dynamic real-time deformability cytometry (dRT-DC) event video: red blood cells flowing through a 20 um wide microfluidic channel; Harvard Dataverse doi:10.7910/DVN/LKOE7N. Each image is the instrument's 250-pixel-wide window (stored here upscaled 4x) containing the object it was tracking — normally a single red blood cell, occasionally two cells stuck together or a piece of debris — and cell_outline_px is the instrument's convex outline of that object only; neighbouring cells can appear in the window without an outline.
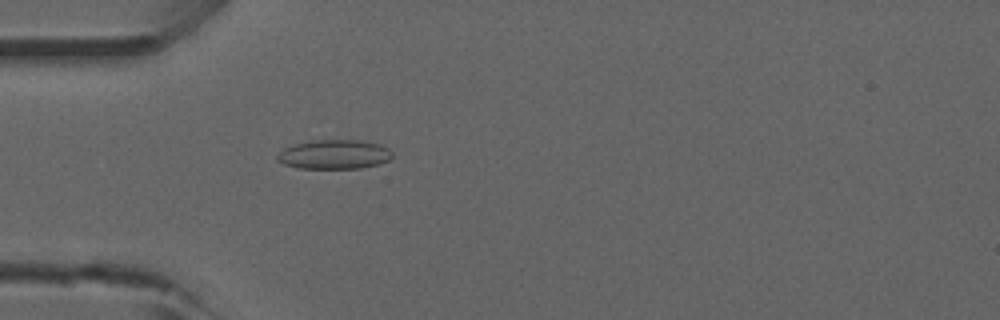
{"species": "common noctule bat (a hibernating species)", "species_latin": "Nyctalus noctula", "temperature_condition": "room temperature", "stored_images_in_passage": 53, "camera_frame_rate_fps": 3000, "um_per_image_px": 0.085, "animal": {"sex": "male", "forearm_length_mm": 52.5}, "frame": {"image": 1, "passage_image": 16, "time_ms": 5.0, "image_size_px": [1000, 320], "cell_outline_px": [[392, 156], [388, 160], [380, 164], [360, 168], [296, 168], [284, 164], [276, 160], [276, 156], [284, 148], [296, 144], [320, 140], [364, 140], [380, 144], [388, 148], [392, 152]], "centroid_in_image_um": [28.43, 13.13], "position_along_channel_um": 56.6, "area_um2": 19.59}}
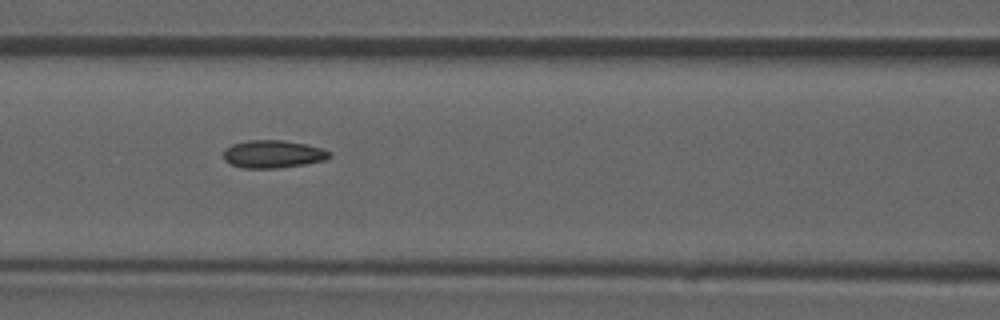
{"frame": {"image": 2, "passage_image": 23, "time_ms": 7.333, "image_size_px": [1000, 320], "cell_outline_px": [[332, 156], [324, 160], [304, 164], [276, 168], [244, 168], [232, 164], [224, 160], [224, 148], [232, 144], [248, 140], [284, 140], [308, 144], [332, 152]], "centroid_in_image_um": [23.21, 13.08], "position_along_channel_um": 143.4, "area_um2": 17.17}, "authors_computed_cell_mechanics": {"area_um2": 16.6464, "velocity_mm_per_s": 3.9131, "shape_relaxation_time_tau1_ms": null, "shape_relaxation_time_tau2_ms": 2.3927, "deformation_change_tau1": null, "deformation_change_tau2": 0.0859}}